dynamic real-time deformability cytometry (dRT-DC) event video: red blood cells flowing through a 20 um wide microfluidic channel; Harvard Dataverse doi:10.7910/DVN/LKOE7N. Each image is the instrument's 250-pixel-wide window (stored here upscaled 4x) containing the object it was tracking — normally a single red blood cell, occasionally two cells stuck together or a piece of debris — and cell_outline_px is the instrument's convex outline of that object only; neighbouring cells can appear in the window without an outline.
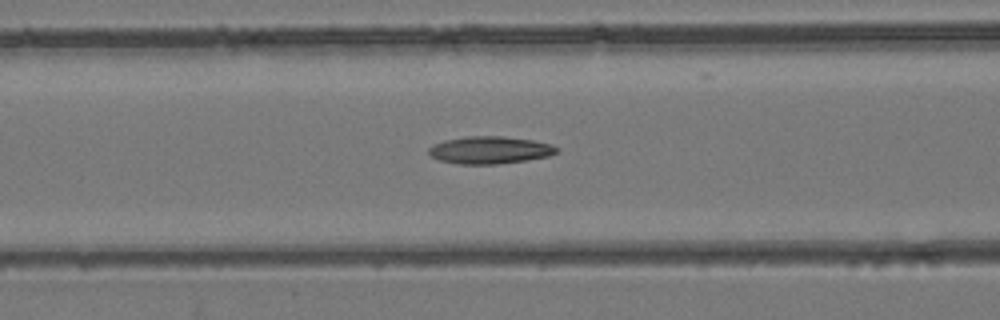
{"species": "common noctule bat (a hibernating species)", "species_latin": "Nyctalus noctula", "temperature_condition": "room temperature", "stored_images_in_passage": 45, "camera_frame_rate_fps": 3000, "um_per_image_px": 0.085, "animal": {"sex": "female", "body_mass_g": 24.6, "forearm_length_mm": 56.2}, "frame": {"image": 1, "passage_image": 19, "time_ms": 6.0, "image_size_px": [1000, 320], "cell_outline_px": [[560, 148], [556, 152], [548, 156], [524, 160], [496, 164], [456, 164], [440, 160], [432, 156], [428, 152], [428, 148], [432, 144], [444, 140], [464, 136], [500, 136], [532, 140], [552, 144]], "centroid_in_image_um": [41.6, 12.74], "position_along_channel_um": 125.0, "area_um2": 20.4}}
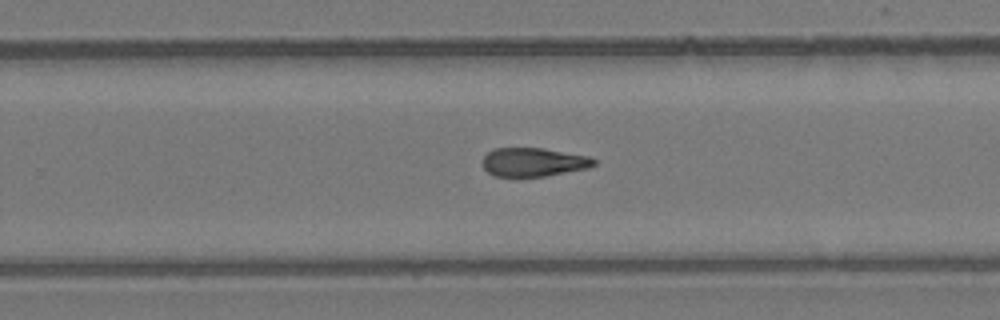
{"frame": {"image": 2, "passage_image": 29, "time_ms": 9.333, "image_size_px": [1000, 320], "cell_outline_px": [[596, 164], [588, 168], [544, 176], [496, 176], [488, 172], [484, 168], [480, 160], [488, 152], [496, 148], [540, 148], [588, 156], [596, 160]], "centroid_in_image_um": [45.31, 13.78], "position_along_channel_um": 284.5, "area_um2": 18.44}}
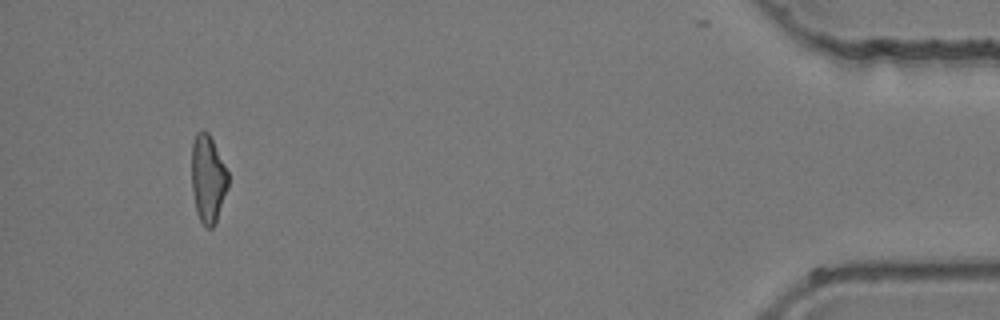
{"frame": {"image": 3, "passage_image": 42, "time_ms": 13.667, "image_size_px": [1000, 320], "cell_outline_px": [[228, 188], [216, 224], [212, 228], [204, 228], [196, 212], [192, 188], [192, 140], [196, 132], [204, 128], [208, 132], [228, 172]], "centroid_in_image_um": [17.67, 15.22], "position_along_channel_um": 417.5, "area_um2": 18.9}}